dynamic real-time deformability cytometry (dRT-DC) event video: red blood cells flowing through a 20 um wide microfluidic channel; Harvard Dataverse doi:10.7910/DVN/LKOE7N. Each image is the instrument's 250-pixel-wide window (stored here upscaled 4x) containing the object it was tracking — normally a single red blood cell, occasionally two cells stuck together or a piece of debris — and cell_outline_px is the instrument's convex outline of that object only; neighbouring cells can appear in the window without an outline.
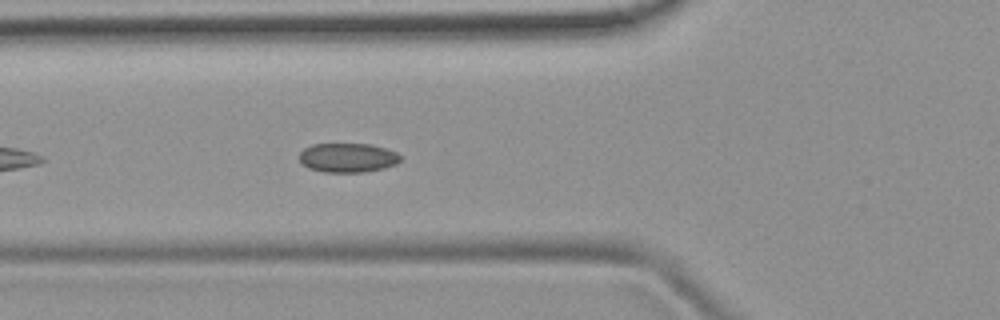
{"species": "common noctule bat (a hibernating species)", "species_latin": "Nyctalus noctula", "temperature_condition": "room temperature", "stored_images_in_passage": 39, "camera_frame_rate_fps": 3000, "um_per_image_px": 0.085, "animal": {"sex": "female", "body_mass_g": 19.9}, "frame": {"image": 1, "passage_image": 6, "time_ms": 1.667, "image_size_px": [1000, 320], "cell_outline_px": [[400, 160], [396, 164], [384, 168], [364, 172], [324, 172], [308, 168], [300, 160], [300, 152], [304, 148], [312, 144], [372, 144], [396, 152], [400, 156]], "centroid_in_image_um": [29.55, 13.4], "position_along_channel_um": 96.2, "area_um2": 17.17}}
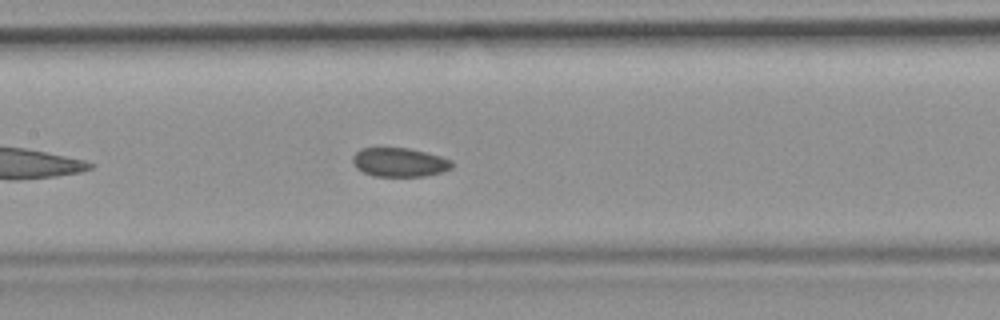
{"frame": {"image": 2, "passage_image": 12, "time_ms": 3.667, "image_size_px": [1000, 320], "cell_outline_px": [[452, 168], [444, 172], [424, 176], [372, 176], [356, 168], [352, 160], [352, 156], [360, 148], [408, 148], [440, 156], [452, 160]], "centroid_in_image_um": [33.95, 13.8], "position_along_channel_um": 173.5, "area_um2": 16.76}}
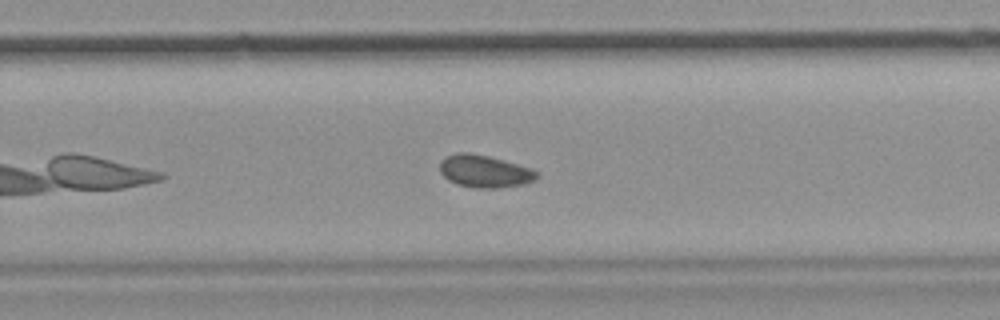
{"frame": {"image": 3, "passage_image": 21, "time_ms": 6.667, "image_size_px": [1000, 320], "cell_outline_px": [[536, 176], [532, 180], [520, 184], [496, 188], [476, 188], [456, 184], [448, 180], [440, 172], [440, 160], [444, 156], [456, 152], [468, 152], [488, 156], [532, 168], [536, 172]], "centroid_in_image_um": [41.1, 14.54], "position_along_channel_um": 288.7, "area_um2": 18.15}, "authors_computed_cell_mechanics": {"area_um2": 17.8602, "velocity_mm_per_s": 3.8582, "shape_relaxation_time_tau1_ms": null, "shape_relaxation_time_tau2_ms": 1.4322, "deformation_change_tau1": null, "deformation_change_tau2": 0.0471}}